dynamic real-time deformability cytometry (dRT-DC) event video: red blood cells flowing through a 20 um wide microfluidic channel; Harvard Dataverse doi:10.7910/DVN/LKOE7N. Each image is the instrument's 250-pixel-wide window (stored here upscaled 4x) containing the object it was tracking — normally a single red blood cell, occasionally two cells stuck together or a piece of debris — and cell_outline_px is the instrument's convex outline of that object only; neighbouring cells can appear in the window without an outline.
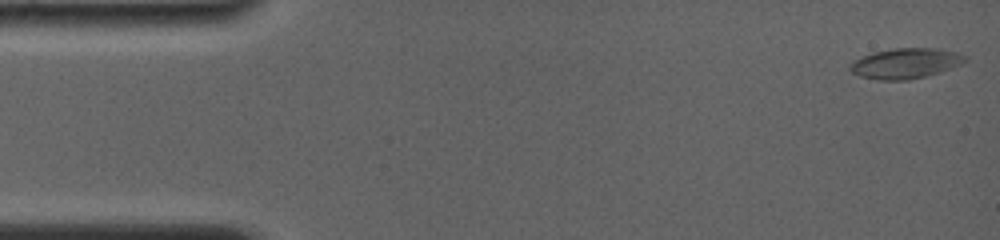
{"species": "common noctule bat (a hibernating species)", "species_latin": "Nyctalus noctula", "temperature_condition": "room temperature", "stored_images_in_passage": 12, "camera_frame_rate_fps": 4000, "um_per_image_px": 0.085, "animal": {"sex": "female", "body_mass_g": 19.0, "forearm_length_mm": 56.7}, "frame": {"image": 1, "passage_image": 1, "time_ms": 0.0, "image_size_px": [1000, 240], "cell_outline_px": [[968, 60], [960, 64], [940, 72], [908, 80], [880, 80], [860, 76], [852, 72], [848, 68], [848, 64], [852, 60], [872, 52], [892, 48], [936, 48], [956, 52], [968, 56]], "centroid_in_image_um": [76.93, 5.37], "position_along_channel_um": 8.1, "area_um2": 20.46}}
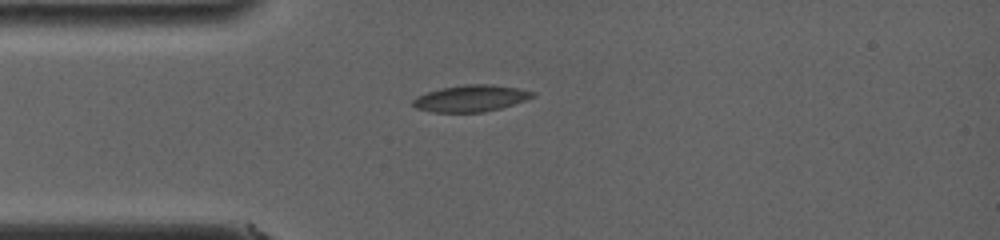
{"frame": {"image": 2, "passage_image": 8, "time_ms": 3.75, "image_size_px": [1000, 240], "cell_outline_px": [[536, 96], [500, 108], [484, 112], [432, 112], [416, 108], [412, 104], [412, 100], [416, 96], [428, 92], [444, 88], [464, 84], [488, 84], [520, 88], [536, 92]], "centroid_in_image_um": [40.03, 8.36], "position_along_channel_um": 45.0, "area_um2": 18.44}}
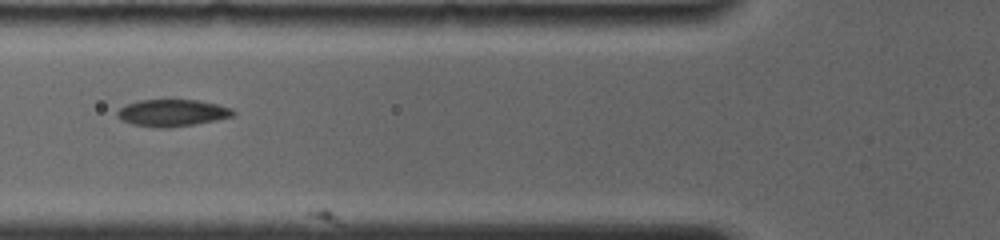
{"frame": {"image": 3, "passage_image": 11, "time_ms": 5.75, "image_size_px": [1000, 240], "cell_outline_px": [[236, 112], [232, 116], [216, 120], [196, 124], [168, 128], [156, 128], [132, 124], [120, 120], [116, 116], [116, 112], [120, 108], [128, 104], [140, 100], [196, 100], [216, 104], [232, 108]], "centroid_in_image_um": [14.62, 9.61], "position_along_channel_um": 111.2, "area_um2": 18.21}}